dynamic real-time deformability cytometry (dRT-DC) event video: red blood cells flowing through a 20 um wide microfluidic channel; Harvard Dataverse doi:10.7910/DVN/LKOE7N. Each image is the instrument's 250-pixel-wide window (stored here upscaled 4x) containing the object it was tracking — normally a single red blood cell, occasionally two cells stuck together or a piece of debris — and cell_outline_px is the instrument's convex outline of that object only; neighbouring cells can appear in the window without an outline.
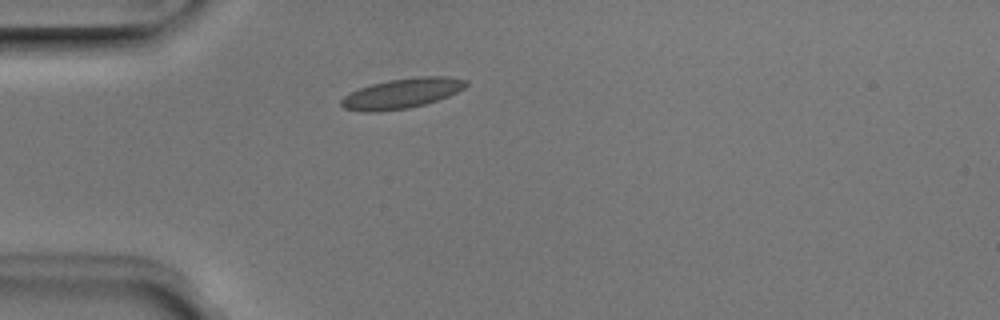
{"species": "Egyptian fruit bat (a non-hibernating species)", "species_latin": "Rousettus aegyptiacus", "temperature_condition": "room temperature", "stored_images_in_passage": 38, "camera_frame_rate_fps": 3000, "um_per_image_px": 0.085, "animal": {"sex": "male"}, "frame": {"image": 1, "passage_image": 1, "time_ms": 0.0, "image_size_px": [1000, 320], "cell_outline_px": [[468, 84], [464, 88], [448, 96], [424, 104], [408, 108], [376, 112], [364, 112], [344, 108], [340, 104], [340, 100], [344, 96], [360, 88], [372, 84], [388, 80], [420, 76], [448, 76], [468, 80]], "centroid_in_image_um": [34.17, 7.93], "position_along_channel_um": 50.8, "area_um2": 21.73}}
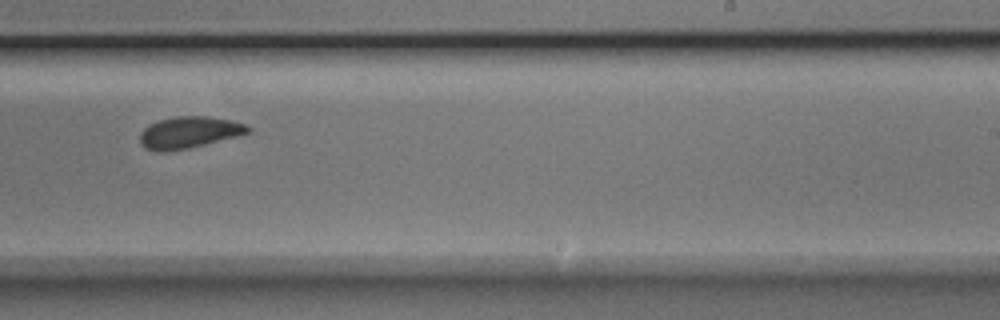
{"frame": {"image": 2, "passage_image": 19, "time_ms": 6.0, "image_size_px": [1000, 320], "cell_outline_px": [[252, 128], [248, 132], [240, 136], [188, 148], [164, 152], [156, 152], [144, 148], [140, 144], [140, 132], [148, 124], [156, 120], [176, 116], [208, 116], [232, 120], [248, 124]], "centroid_in_image_um": [16.06, 11.25], "position_along_channel_um": 272.9, "area_um2": 20.35}}
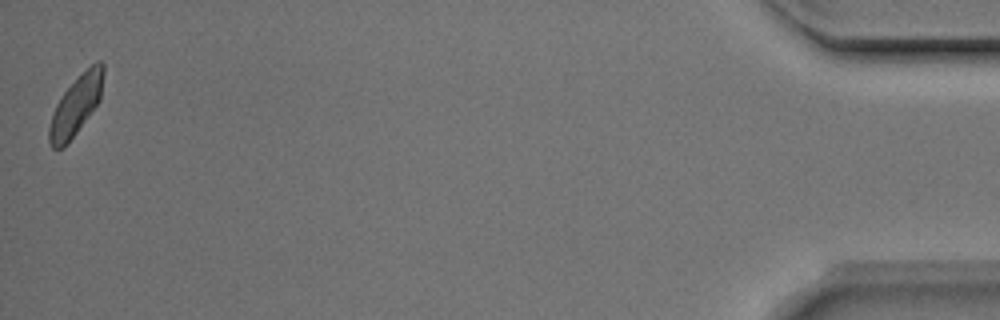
{"frame": {"image": 3, "passage_image": 38, "time_ms": 12.333, "image_size_px": [1000, 320], "cell_outline_px": [[104, 76], [100, 100], [64, 148], [52, 148], [48, 140], [48, 128], [56, 104], [64, 92], [96, 60], [100, 60], [104, 64]], "centroid_in_image_um": [6.46, 8.97], "position_along_channel_um": 428.7, "area_um2": 18.32}, "authors_computed_cell_mechanics": {"area_um2": 19.8832, "velocity_mm_per_s": 3.9035, "shape_relaxation_time_tau1_ms": 3.1409, "shape_relaxation_time_tau2_ms": 1.4887, "deformation_change_tau1": 0.075, "deformation_change_tau2": 0.0556}}